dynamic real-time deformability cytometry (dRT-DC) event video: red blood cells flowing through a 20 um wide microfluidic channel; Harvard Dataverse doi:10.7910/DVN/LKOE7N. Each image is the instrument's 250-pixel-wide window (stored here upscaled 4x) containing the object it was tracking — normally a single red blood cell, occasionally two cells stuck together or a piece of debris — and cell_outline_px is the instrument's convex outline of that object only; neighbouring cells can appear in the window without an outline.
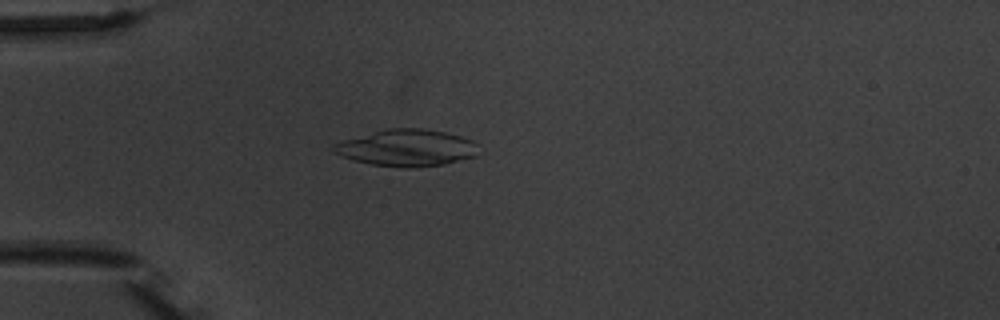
{"species": "common noctule bat (a hibernating species)", "species_latin": "Nyctalus noctula", "temperature_condition": "warm", "stored_images_in_passage": 2, "camera_frame_rate_fps": 3000, "um_per_image_px": 0.085, "animal": {"sex": "male", "body_mass_g": 20.1, "forearm_length_mm": 53.5}, "frame": {"image": 1, "passage_image": 2, "time_ms": 1.0, "image_size_px": [1000, 320], "cell_outline_px": [[480, 144], [476, 156], [444, 164], [412, 168], [404, 168], [372, 164], [340, 156], [332, 152], [332, 144], [344, 140], [388, 128], [424, 128], [444, 132], [460, 136], [472, 140]], "centroid_in_image_um": [34.6, 12.57], "position_along_channel_um": 50.4, "area_um2": 31.04}}